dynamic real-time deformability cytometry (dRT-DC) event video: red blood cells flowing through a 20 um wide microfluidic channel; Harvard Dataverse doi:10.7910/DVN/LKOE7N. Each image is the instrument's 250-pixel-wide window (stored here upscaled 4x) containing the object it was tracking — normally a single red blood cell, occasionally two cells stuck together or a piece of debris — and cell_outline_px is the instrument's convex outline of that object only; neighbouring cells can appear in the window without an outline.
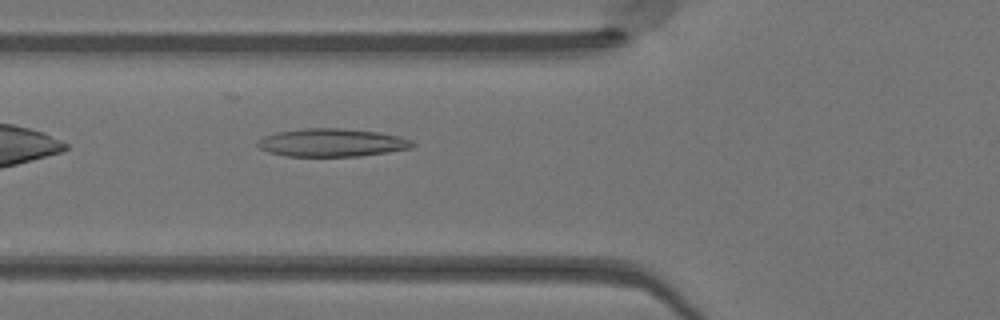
{"species": "Egyptian fruit bat (a non-hibernating species)", "species_latin": "Rousettus aegyptiacus", "temperature_condition": "warm", "stored_images_in_passage": 27, "camera_frame_rate_fps": 3000, "um_per_image_px": 0.085, "animal": {"sex": "female"}, "frame": {"image": 1, "passage_image": 3, "time_ms": 0.667, "image_size_px": [1000, 320], "cell_outline_px": [[416, 144], [412, 148], [388, 152], [360, 156], [284, 156], [268, 152], [260, 148], [256, 144], [256, 140], [264, 136], [276, 132], [304, 128], [344, 128], [380, 132], [400, 136], [412, 140]], "centroid_in_image_um": [28.22, 12.12], "position_along_channel_um": 97.6, "area_um2": 25.61}}
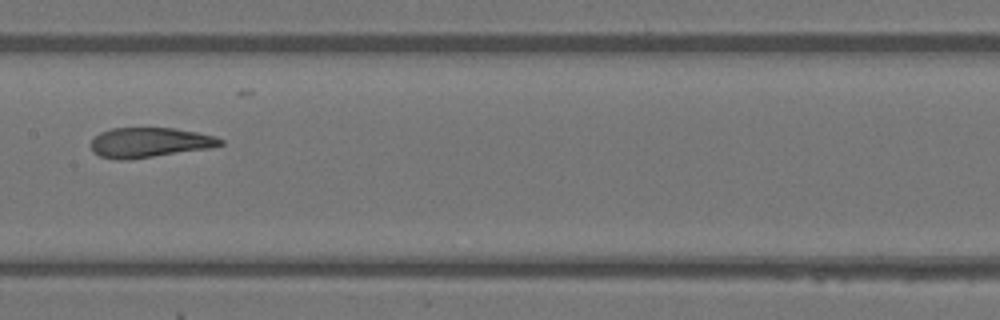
{"frame": {"image": 2, "passage_image": 10, "time_ms": 3.0, "image_size_px": [1000, 320], "cell_outline_px": [[224, 144], [212, 148], [128, 160], [120, 160], [100, 156], [92, 152], [92, 140], [100, 132], [112, 128], [176, 128], [216, 136], [224, 140]], "centroid_in_image_um": [12.75, 12.11], "position_along_channel_um": 194.6, "area_um2": 22.66}}
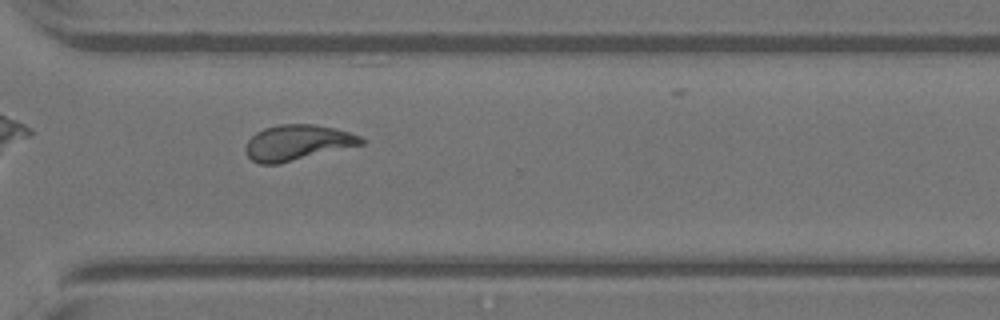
{"frame": {"image": 3, "passage_image": 21, "time_ms": 6.667, "image_size_px": [1000, 320], "cell_outline_px": [[364, 144], [280, 164], [260, 164], [252, 160], [244, 152], [244, 148], [248, 140], [256, 132], [264, 128], [280, 124], [316, 124], [348, 132], [360, 136], [364, 140]], "centroid_in_image_um": [25.25, 12.13], "position_along_channel_um": 345.4, "area_um2": 23.99}, "authors_computed_cell_mechanics": {"area_um2": 23.5246, "velocity_mm_per_s": 4.1246, "shape_relaxation_time_tau1_ms": null, "shape_relaxation_time_tau2_ms": 1.279, "deformation_change_tau1": null, "deformation_change_tau2": 0.0894}}